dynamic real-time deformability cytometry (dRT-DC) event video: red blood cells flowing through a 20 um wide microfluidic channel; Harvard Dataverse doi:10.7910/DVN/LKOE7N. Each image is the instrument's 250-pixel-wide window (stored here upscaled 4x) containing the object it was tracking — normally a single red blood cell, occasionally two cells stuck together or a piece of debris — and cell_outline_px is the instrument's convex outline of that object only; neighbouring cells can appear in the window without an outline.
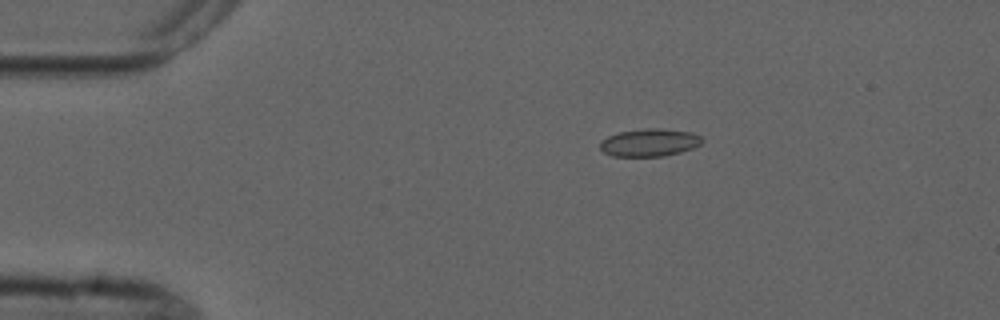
{"species": "common noctule bat (a hibernating species)", "species_latin": "Nyctalus noctula", "temperature_condition": "cold", "stored_images_in_passage": 2, "camera_frame_rate_fps": 3000, "um_per_image_px": 0.085, "animal": {"sex": "male", "forearm_length_mm": 52.5}, "frame": {"image": 1, "passage_image": 1, "time_ms": 0.0, "image_size_px": [1000, 320], "cell_outline_px": [[704, 140], [700, 144], [692, 148], [680, 152], [664, 156], [612, 156], [604, 152], [600, 148], [600, 140], [608, 136], [620, 132], [648, 128], [660, 128], [692, 132], [700, 136]], "centroid_in_image_um": [55.21, 12.11], "position_along_channel_um": 29.8, "area_um2": 16.42}}